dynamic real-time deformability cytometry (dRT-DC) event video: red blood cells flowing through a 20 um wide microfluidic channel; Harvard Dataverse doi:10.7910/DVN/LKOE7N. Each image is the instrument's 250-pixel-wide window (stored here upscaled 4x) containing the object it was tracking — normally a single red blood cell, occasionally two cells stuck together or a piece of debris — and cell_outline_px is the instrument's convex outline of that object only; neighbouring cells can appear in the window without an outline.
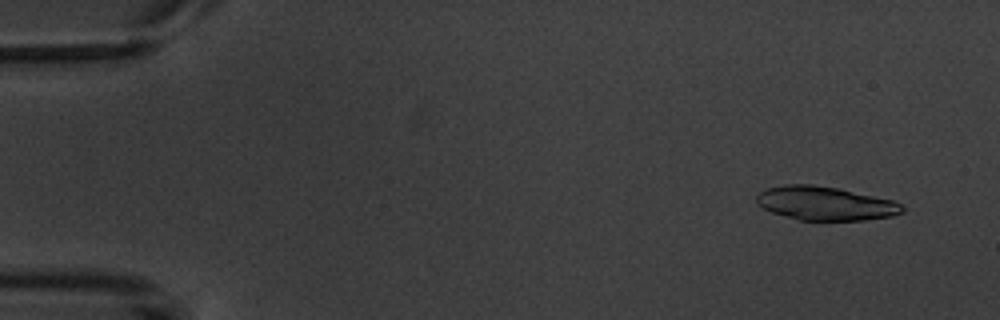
{"species": "common noctule bat (a hibernating species)", "species_latin": "Nyctalus noctula", "temperature_condition": "warm", "stored_images_in_passage": 5, "camera_frame_rate_fps": 3000, "um_per_image_px": 0.085, "animal": {"sex": "male", "body_mass_g": 20.1, "forearm_length_mm": 53.5}, "frame": {"image": 1, "passage_image": 1, "time_ms": 0.0, "image_size_px": [1000, 320], "cell_outline_px": [[904, 212], [892, 216], [864, 220], [800, 220], [772, 212], [756, 204], [756, 192], [764, 188], [784, 184], [812, 184], [836, 188], [892, 200], [900, 204], [904, 208]], "centroid_in_image_um": [70.08, 17.28], "position_along_channel_um": 14.9, "area_um2": 28.67}}